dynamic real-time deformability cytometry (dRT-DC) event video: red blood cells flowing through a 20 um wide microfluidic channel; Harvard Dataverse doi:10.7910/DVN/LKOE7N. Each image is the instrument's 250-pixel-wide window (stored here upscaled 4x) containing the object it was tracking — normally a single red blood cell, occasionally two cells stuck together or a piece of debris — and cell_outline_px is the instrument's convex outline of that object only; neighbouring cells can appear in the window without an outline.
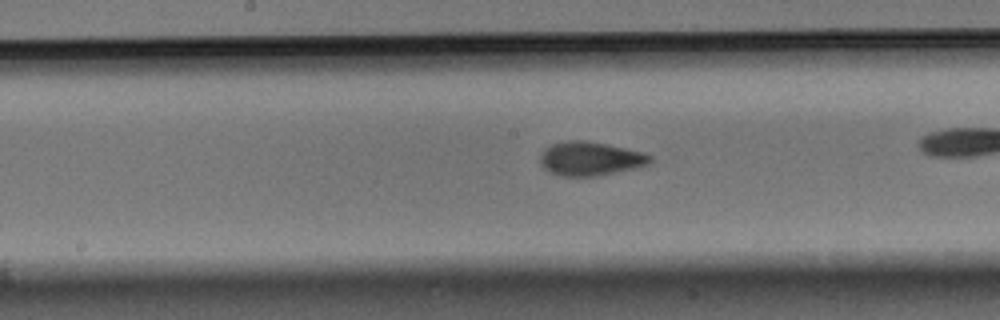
{"species": "Egyptian fruit bat (a non-hibernating species)", "species_latin": "Rousettus aegyptiacus", "temperature_condition": "warm", "stored_images_in_passage": 37, "camera_frame_rate_fps": 3000, "um_per_image_px": 0.085, "animal": {"sex": "male"}, "frame": {"image": 1, "passage_image": 22, "time_ms": 7.0, "image_size_px": [1000, 320], "cell_outline_px": [[652, 164], [596, 176], [560, 176], [544, 168], [540, 164], [540, 156], [544, 148], [552, 144], [568, 140], [584, 140], [644, 152], [652, 156]], "centroid_in_image_um": [50.17, 13.48], "position_along_channel_um": 198.0, "area_um2": 21.62}}
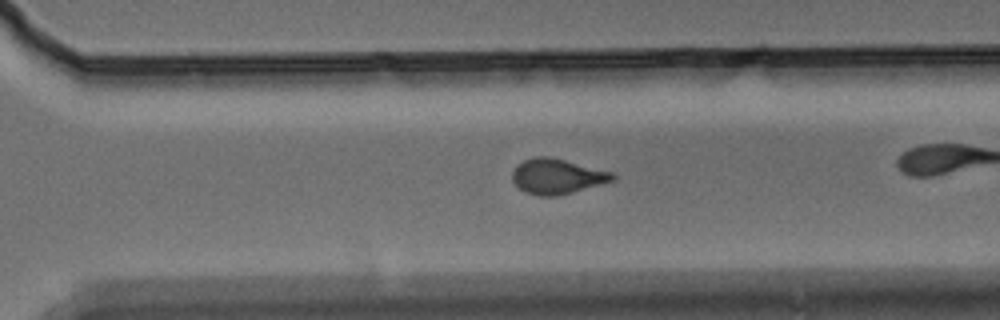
{"frame": {"image": 2, "passage_image": 32, "time_ms": 10.333, "image_size_px": [1000, 320], "cell_outline_px": [[616, 180], [572, 192], [556, 196], [540, 196], [524, 192], [512, 180], [512, 172], [524, 160], [536, 156], [552, 156], [616, 172]], "centroid_in_image_um": [47.42, 14.97], "position_along_channel_um": 323.2, "area_um2": 20.81}}